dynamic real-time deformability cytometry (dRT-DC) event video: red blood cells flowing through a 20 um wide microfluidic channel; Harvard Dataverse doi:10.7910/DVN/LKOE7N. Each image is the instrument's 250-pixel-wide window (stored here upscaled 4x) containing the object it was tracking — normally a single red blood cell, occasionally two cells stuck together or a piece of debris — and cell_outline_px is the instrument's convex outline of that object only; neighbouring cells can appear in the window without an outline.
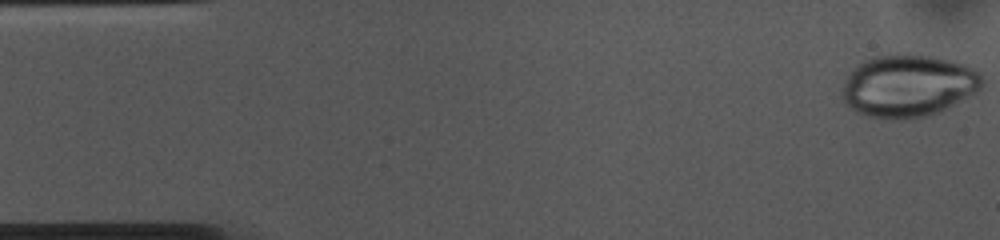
{"species": "common noctule bat (a hibernating species)", "species_latin": "Nyctalus noctula", "temperature_condition": "cold", "stored_images_in_passage": 53, "camera_frame_rate_fps": 3000, "um_per_image_px": 0.085, "animal": {"sex": "female", "body_mass_g": 10.0, "forearm_length_mm": 53.1}, "frame": {"image": 1, "passage_image": 1, "time_ms": 0.0, "image_size_px": [1000, 240], "cell_outline_px": [[980, 88], [976, 92], [940, 112], [928, 116], [868, 116], [856, 112], [844, 104], [840, 96], [840, 92], [844, 80], [848, 72], [864, 60], [872, 56], [896, 52], [908, 52], [956, 60], [980, 72]], "centroid_in_image_um": [77.14, 7.22], "position_along_channel_um": 7.9, "area_um2": 51.04}}
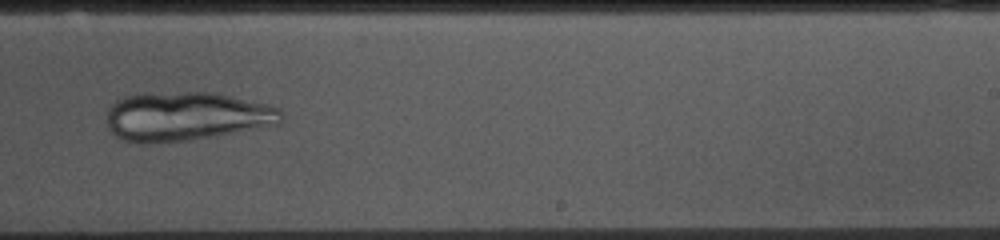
{"frame": {"image": 2, "passage_image": 32, "time_ms": 10.333, "image_size_px": [1000, 240], "cell_outline_px": [[284, 116], [280, 124], [212, 136], [188, 140], [152, 144], [140, 144], [124, 140], [116, 136], [108, 128], [108, 108], [116, 100], [124, 96], [148, 92], [212, 92], [268, 104], [280, 108]], "centroid_in_image_um": [15.81, 9.88], "position_along_channel_um": 273.2, "area_um2": 50.11}}
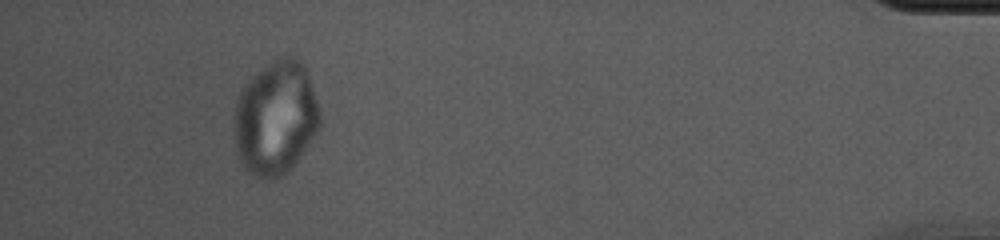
{"frame": {"image": 3, "passage_image": 49, "time_ms": 16.0, "image_size_px": [1000, 240], "cell_outline_px": [[320, 132], [292, 168], [276, 180], [260, 180], [244, 168], [236, 152], [232, 128], [232, 116], [236, 100], [244, 84], [252, 76], [276, 60], [284, 56], [296, 56], [304, 64], [308, 72], [320, 112]], "centroid_in_image_um": [23.42, 10.09], "position_along_channel_um": 411.8, "area_um2": 58.2}}